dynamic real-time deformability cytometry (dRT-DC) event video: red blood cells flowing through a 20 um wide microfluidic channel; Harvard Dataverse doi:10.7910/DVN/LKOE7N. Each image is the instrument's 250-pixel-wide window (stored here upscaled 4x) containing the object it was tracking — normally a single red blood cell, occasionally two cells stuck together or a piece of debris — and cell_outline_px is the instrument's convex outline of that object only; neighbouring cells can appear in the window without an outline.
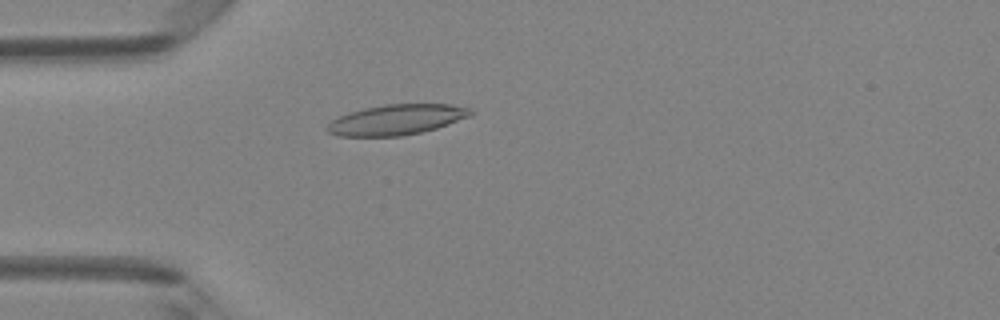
{"species": "Egyptian fruit bat (a non-hibernating species)", "species_latin": "Rousettus aegyptiacus", "temperature_condition": "room temperature", "stored_images_in_passage": 49, "camera_frame_rate_fps": 3000, "um_per_image_px": 0.085, "animal": {"sex": "female"}, "frame": {"image": 1, "passage_image": 14, "time_ms": 4.333, "image_size_px": [1000, 320], "cell_outline_px": [[472, 112], [468, 116], [448, 124], [436, 128], [420, 132], [400, 136], [336, 136], [328, 132], [324, 128], [332, 120], [340, 116], [364, 108], [384, 104], [452, 104], [472, 108]], "centroid_in_image_um": [33.68, 10.17], "position_along_channel_um": 51.3, "area_um2": 25.2}}
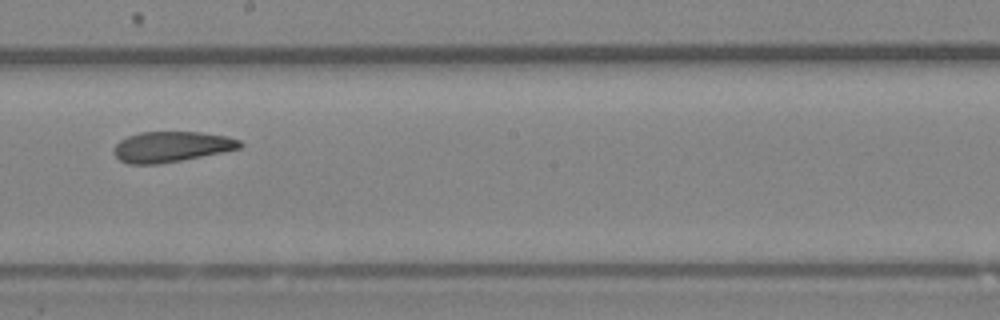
{"frame": {"image": 2, "passage_image": 28, "time_ms": 9.0, "image_size_px": [1000, 320], "cell_outline_px": [[244, 144], [240, 148], [160, 164], [128, 164], [120, 160], [112, 152], [112, 148], [120, 140], [128, 136], [140, 132], [200, 132], [228, 136], [240, 140]], "centroid_in_image_um": [14.54, 12.46], "position_along_channel_um": 233.7, "area_um2": 22.37}}
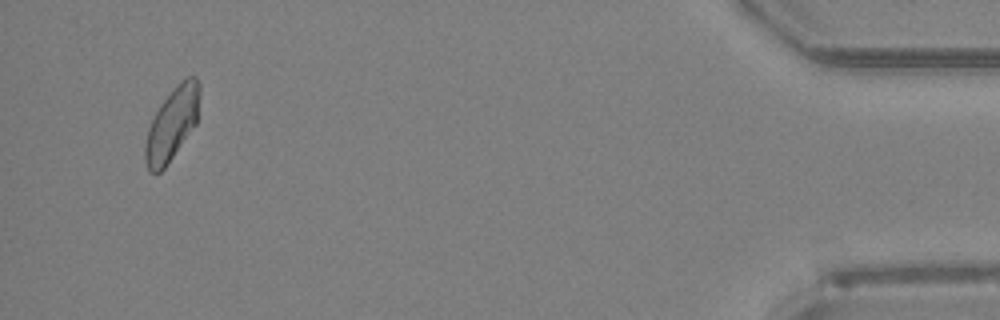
{"frame": {"image": 3, "passage_image": 47, "time_ms": 15.333, "image_size_px": [1000, 320], "cell_outline_px": [[200, 92], [196, 124], [164, 168], [160, 172], [148, 172], [144, 160], [144, 144], [148, 128], [160, 104], [172, 88], [180, 80], [188, 76], [196, 76], [200, 84]], "centroid_in_image_um": [14.61, 10.51], "position_along_channel_um": 420.6, "area_um2": 23.12}, "authors_computed_cell_mechanics": {"area_um2": 23.3512, "velocity_mm_per_s": 4.1467, "shape_relaxation_time_tau1_ms": null, "shape_relaxation_time_tau2_ms": 2.1542, "deformation_change_tau1": null, "deformation_change_tau2": 0.085}}